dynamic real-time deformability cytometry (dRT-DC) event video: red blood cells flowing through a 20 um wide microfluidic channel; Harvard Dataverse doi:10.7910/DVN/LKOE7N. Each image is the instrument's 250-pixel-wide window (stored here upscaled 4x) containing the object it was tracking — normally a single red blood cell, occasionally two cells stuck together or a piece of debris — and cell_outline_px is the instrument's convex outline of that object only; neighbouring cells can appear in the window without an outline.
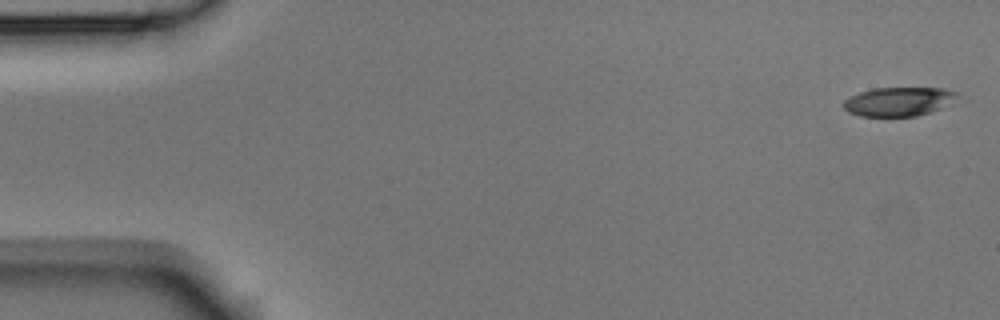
{"species": "Egyptian fruit bat (a non-hibernating species)", "species_latin": "Rousettus aegyptiacus", "temperature_condition": "room temperature", "stored_images_in_passage": 6, "camera_frame_rate_fps": 3000, "um_per_image_px": 0.085, "animal": {"sex": "male"}, "frame": {"image": 1, "passage_image": 1, "time_ms": 0.0, "image_size_px": [1000, 320], "cell_outline_px": [[960, 96], [928, 112], [916, 116], [860, 116], [848, 112], [840, 104], [844, 100], [860, 92], [872, 88], [944, 88], [956, 92]], "centroid_in_image_um": [76.3, 8.62], "position_along_channel_um": 8.7, "area_um2": 18.84}}
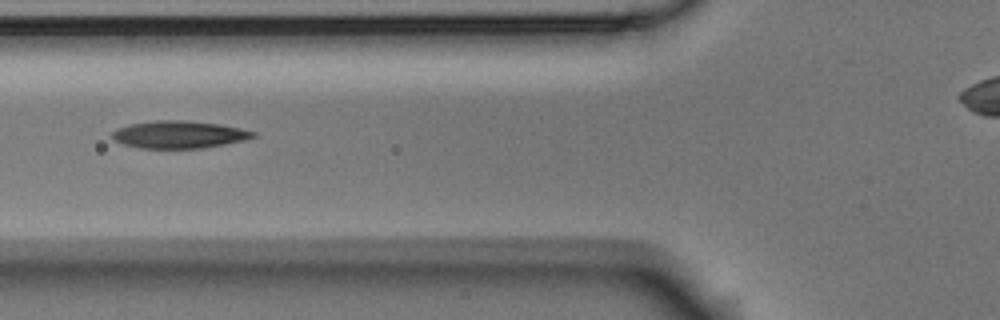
{"frame": {"image": 2, "passage_image": 6, "time_ms": 1.667, "image_size_px": [1000, 320], "cell_outline_px": [[256, 136], [244, 140], [224, 144], [200, 148], [140, 148], [124, 144], [116, 140], [112, 136], [112, 132], [116, 128], [128, 124], [156, 120], [184, 120], [220, 124], [240, 128], [256, 132]], "centroid_in_image_um": [15.21, 11.42], "position_along_channel_um": 110.6, "area_um2": 22.43}}